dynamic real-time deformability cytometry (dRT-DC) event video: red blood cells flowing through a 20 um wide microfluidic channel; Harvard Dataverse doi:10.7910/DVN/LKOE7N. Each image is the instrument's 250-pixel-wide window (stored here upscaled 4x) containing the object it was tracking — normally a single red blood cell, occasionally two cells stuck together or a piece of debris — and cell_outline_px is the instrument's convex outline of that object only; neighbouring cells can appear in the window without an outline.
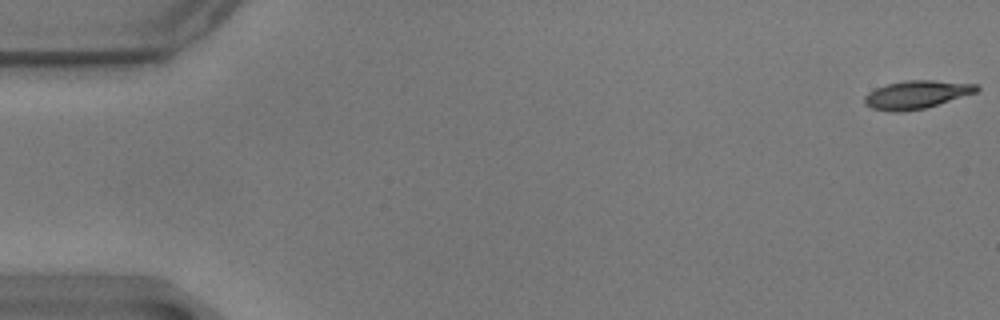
{"species": "common noctule bat (a hibernating species)", "species_latin": "Nyctalus noctula", "temperature_condition": "warm", "stored_images_in_passage": 13, "camera_frame_rate_fps": 3000, "um_per_image_px": 0.085, "animal": {"sex": "male", "body_mass_g": 17.9}, "frame": {"image": 1, "passage_image": 1, "time_ms": 0.0, "image_size_px": [1000, 320], "cell_outline_px": [[980, 88], [976, 92], [924, 108], [900, 112], [892, 112], [872, 108], [864, 104], [864, 96], [868, 92], [876, 88], [888, 84], [904, 80], [932, 80], [976, 84]], "centroid_in_image_um": [77.86, 8.04], "position_along_channel_um": 7.1, "area_um2": 18.15}}